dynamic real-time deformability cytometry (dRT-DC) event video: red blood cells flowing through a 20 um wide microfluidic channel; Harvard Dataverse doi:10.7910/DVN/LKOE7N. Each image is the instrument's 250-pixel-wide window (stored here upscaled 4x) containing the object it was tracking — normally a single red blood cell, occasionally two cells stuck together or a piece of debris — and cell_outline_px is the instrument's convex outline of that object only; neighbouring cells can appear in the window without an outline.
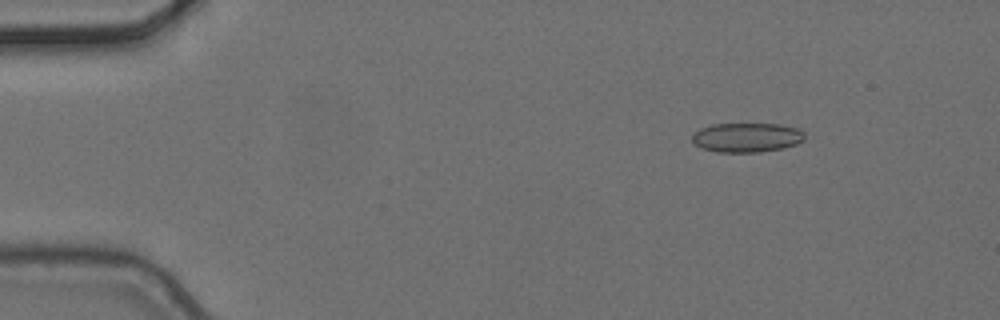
{"species": "common noctule bat (a hibernating species)", "species_latin": "Nyctalus noctula", "temperature_condition": "cold", "stored_images_in_passage": 6, "camera_frame_rate_fps": 3000, "um_per_image_px": 0.085, "animal": {"sex": "female", "body_mass_g": 24.6, "forearm_length_mm": 56.2}, "frame": {"image": 1, "passage_image": 2, "time_ms": 0.333, "image_size_px": [1000, 320], "cell_outline_px": [[804, 140], [796, 144], [784, 148], [760, 152], [716, 152], [704, 148], [696, 144], [692, 140], [692, 136], [700, 128], [712, 124], [780, 124], [796, 128], [804, 132]], "centroid_in_image_um": [63.5, 11.68], "position_along_channel_um": 21.5, "area_um2": 19.19}}
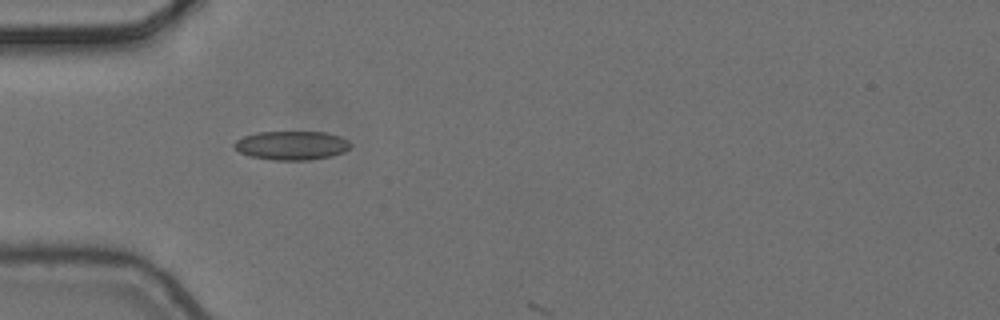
{"frame": {"image": 2, "passage_image": 5, "time_ms": 1.333, "image_size_px": [1000, 320], "cell_outline_px": [[352, 144], [344, 152], [332, 156], [308, 160], [272, 160], [248, 156], [240, 152], [232, 144], [236, 140], [244, 136], [256, 132], [324, 132], [340, 136], [348, 140]], "centroid_in_image_um": [24.78, 12.36], "position_along_channel_um": 60.2, "area_um2": 19.65}}